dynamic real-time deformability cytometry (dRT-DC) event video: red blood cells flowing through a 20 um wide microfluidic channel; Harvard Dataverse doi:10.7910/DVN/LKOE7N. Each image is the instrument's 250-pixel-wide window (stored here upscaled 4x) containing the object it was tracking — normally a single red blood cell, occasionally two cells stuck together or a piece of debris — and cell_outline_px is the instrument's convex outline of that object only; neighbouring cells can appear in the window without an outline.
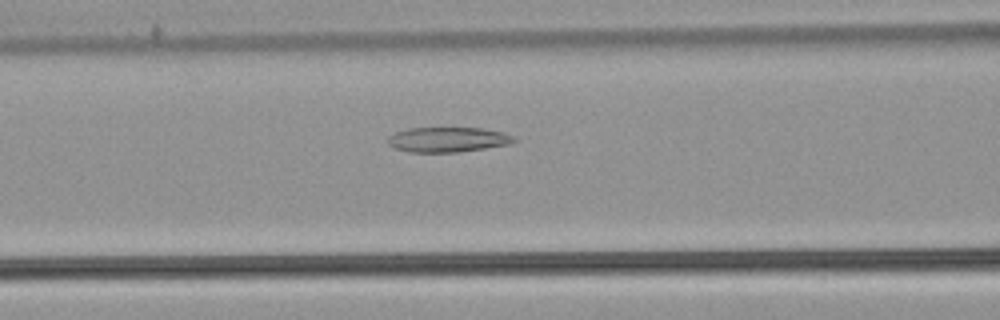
{"species": "common noctule bat (a hibernating species)", "species_latin": "Nyctalus noctula", "temperature_condition": "warm", "stored_images_in_passage": 37, "camera_frame_rate_fps": 3000, "um_per_image_px": 0.085, "animal": {"sex": "male", "body_mass_g": 21.5, "forearm_length_mm": 52.0}, "frame": {"image": 1, "passage_image": 12, "time_ms": 3.667, "image_size_px": [1000, 320], "cell_outline_px": [[516, 140], [508, 144], [460, 152], [408, 152], [396, 148], [388, 144], [384, 140], [388, 136], [396, 132], [408, 128], [484, 128], [504, 132], [512, 136]], "centroid_in_image_um": [38.01, 11.86], "position_along_channel_um": 128.6, "area_um2": 18.38}}
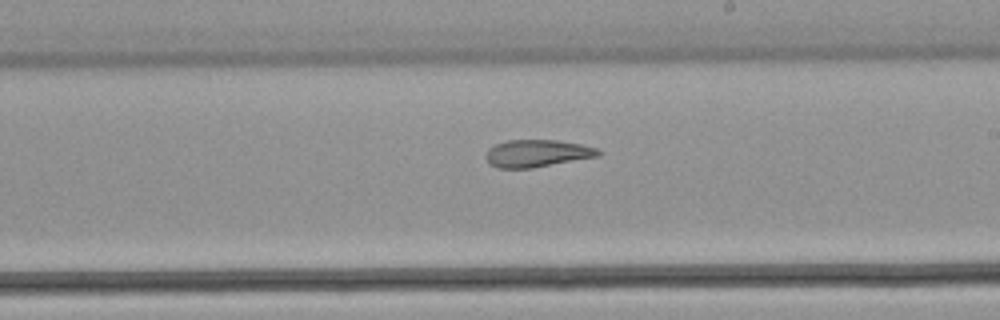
{"frame": {"image": 2, "passage_image": 21, "time_ms": 6.667, "image_size_px": [1000, 320], "cell_outline_px": [[600, 156], [532, 168], [496, 168], [484, 156], [488, 148], [496, 144], [508, 140], [556, 140], [580, 144], [596, 148], [600, 152]], "centroid_in_image_um": [45.64, 13.04], "position_along_channel_um": 243.4, "area_um2": 17.8}}
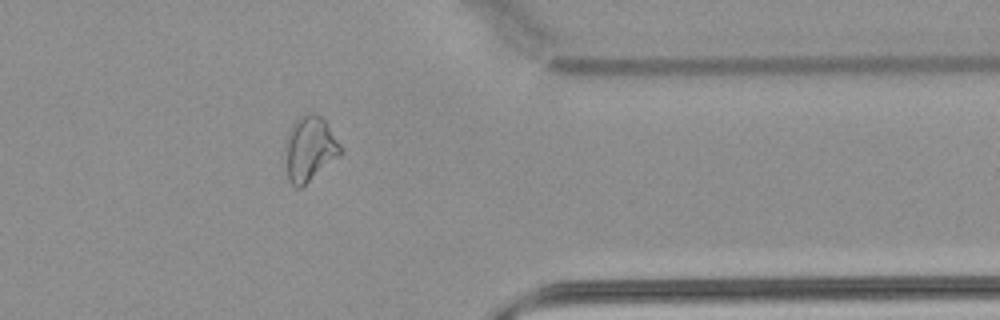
{"frame": {"image": 3, "passage_image": 33, "time_ms": 10.667, "image_size_px": [1000, 320], "cell_outline_px": [[344, 152], [340, 156], [300, 188], [296, 188], [288, 180], [284, 148], [288, 132], [292, 124], [300, 116], [308, 112], [316, 112], [324, 120], [344, 148]], "centroid_in_image_um": [26.33, 12.63], "position_along_channel_um": 385.1, "area_um2": 21.15}, "authors_computed_cell_mechanics": {"area_um2": 19.5942, "velocity_mm_per_s": 3.8331, "shape_relaxation_time_tau1_ms": null, "shape_relaxation_time_tau2_ms": 5.1402, "deformation_change_tau1": null, "deformation_change_tau2": 0.1378}}